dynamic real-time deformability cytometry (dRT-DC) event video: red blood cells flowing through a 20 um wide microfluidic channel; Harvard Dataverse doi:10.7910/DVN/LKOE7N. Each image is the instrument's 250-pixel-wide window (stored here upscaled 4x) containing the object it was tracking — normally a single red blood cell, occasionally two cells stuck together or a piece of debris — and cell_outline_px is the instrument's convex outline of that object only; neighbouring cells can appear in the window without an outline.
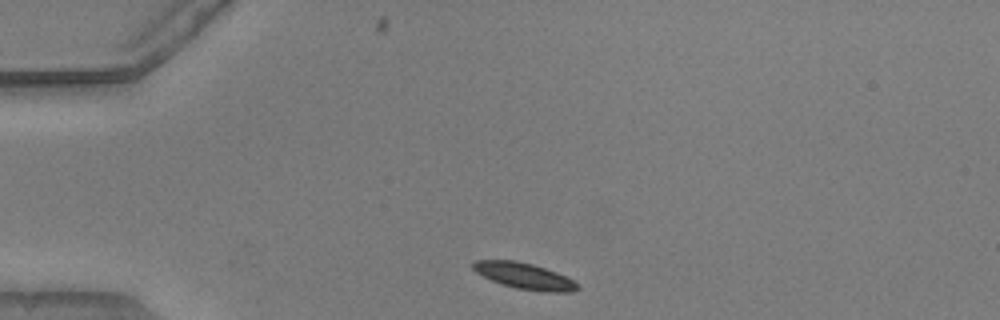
{"species": "common noctule bat (a hibernating species)", "species_latin": "Nyctalus noctula", "temperature_condition": "warm", "stored_images_in_passage": 41, "camera_frame_rate_fps": 3000, "um_per_image_px": 0.085, "animal": {"sex": "male", "body_mass_g": 20.5, "forearm_length_mm": 52.5}, "frame": {"image": 1, "passage_image": 1, "time_ms": 0.0, "image_size_px": [1000, 320], "cell_outline_px": [[580, 288], [572, 292], [544, 292], [516, 288], [492, 280], [476, 272], [472, 268], [472, 264], [476, 260], [516, 260], [532, 264], [556, 272], [580, 284]], "centroid_in_image_um": [44.6, 23.46], "position_along_channel_um": 40.4, "area_um2": 15.78}}
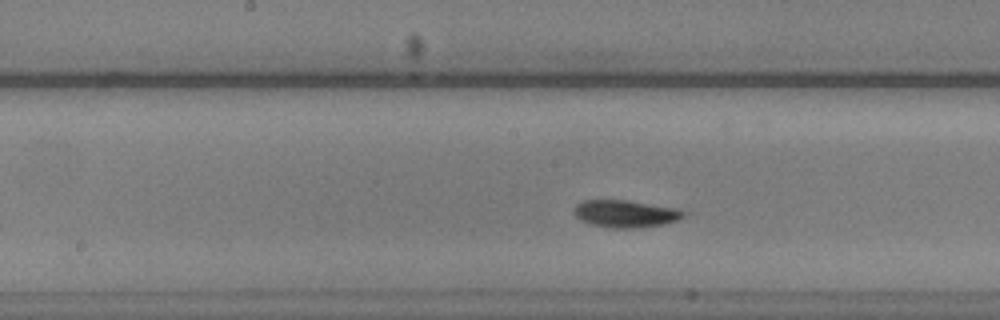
{"frame": {"image": 2, "passage_image": 16, "time_ms": 5.0, "image_size_px": [1000, 320], "cell_outline_px": [[688, 212], [684, 216], [676, 220], [664, 224], [640, 228], [612, 228], [592, 224], [580, 220], [572, 212], [576, 204], [580, 200], [628, 200], [676, 208]], "centroid_in_image_um": [53.15, 18.16], "position_along_channel_um": 195.1, "area_um2": 17.57}}
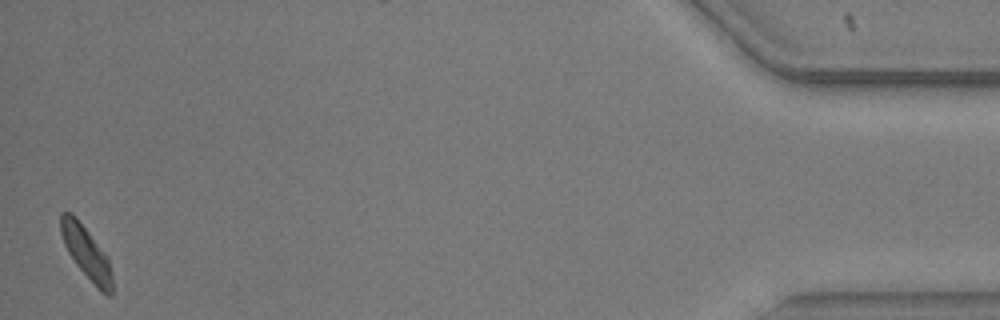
{"frame": {"image": 3, "passage_image": 41, "time_ms": 13.333, "image_size_px": [1000, 320], "cell_outline_px": [[112, 296], [108, 296], [100, 292], [76, 264], [68, 252], [64, 244], [60, 232], [60, 212], [72, 212], [108, 256], [112, 276]], "centroid_in_image_um": [7.34, 21.49], "position_along_channel_um": 427.9, "area_um2": 15.78}}